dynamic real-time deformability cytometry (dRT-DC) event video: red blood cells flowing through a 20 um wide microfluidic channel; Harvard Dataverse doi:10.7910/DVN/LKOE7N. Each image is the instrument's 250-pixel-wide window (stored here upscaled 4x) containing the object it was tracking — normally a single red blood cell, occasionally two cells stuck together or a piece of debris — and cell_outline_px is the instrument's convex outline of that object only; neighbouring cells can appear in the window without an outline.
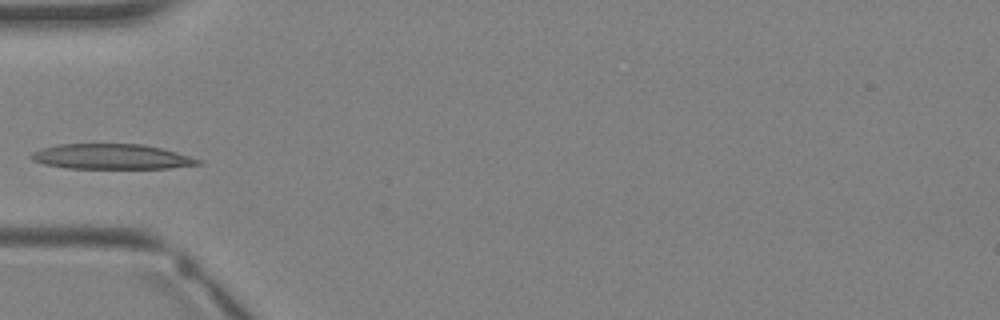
{"species": "Egyptian fruit bat (a non-hibernating species)", "species_latin": "Rousettus aegyptiacus", "temperature_condition": "warm", "stored_images_in_passage": 1, "camera_frame_rate_fps": 3000, "um_per_image_px": 0.085, "animal": {"sex": "female"}, "frame": {"image": 1, "passage_image": 1, "time_ms": 0.0, "image_size_px": [1000, 320], "cell_outline_px": [[204, 164], [172, 168], [64, 168], [44, 164], [32, 160], [28, 156], [32, 152], [40, 148], [60, 144], [144, 144], [176, 152], [200, 160]], "centroid_in_image_um": [9.44, 13.31], "position_along_channel_um": 75.6, "area_um2": 24.51}}